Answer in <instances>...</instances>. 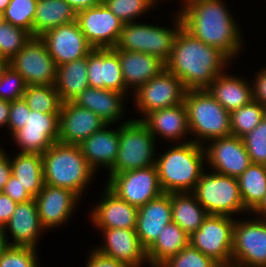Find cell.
Returning <instances> with one entry per match:
<instances>
[{
  "label": "cell",
  "instance_id": "cell-32",
  "mask_svg": "<svg viewBox=\"0 0 266 267\" xmlns=\"http://www.w3.org/2000/svg\"><path fill=\"white\" fill-rule=\"evenodd\" d=\"M76 11L65 0H38L33 22V37L76 21Z\"/></svg>",
  "mask_w": 266,
  "mask_h": 267
},
{
  "label": "cell",
  "instance_id": "cell-21",
  "mask_svg": "<svg viewBox=\"0 0 266 267\" xmlns=\"http://www.w3.org/2000/svg\"><path fill=\"white\" fill-rule=\"evenodd\" d=\"M172 222L171 193L160 196L138 208L135 231L141 245L147 250L164 227Z\"/></svg>",
  "mask_w": 266,
  "mask_h": 267
},
{
  "label": "cell",
  "instance_id": "cell-2",
  "mask_svg": "<svg viewBox=\"0 0 266 267\" xmlns=\"http://www.w3.org/2000/svg\"><path fill=\"white\" fill-rule=\"evenodd\" d=\"M182 27L203 43L218 48L230 60L241 50V33L221 0H184Z\"/></svg>",
  "mask_w": 266,
  "mask_h": 267
},
{
  "label": "cell",
  "instance_id": "cell-15",
  "mask_svg": "<svg viewBox=\"0 0 266 267\" xmlns=\"http://www.w3.org/2000/svg\"><path fill=\"white\" fill-rule=\"evenodd\" d=\"M39 37L45 43L56 66L87 57L94 49L80 30L77 21L52 28Z\"/></svg>",
  "mask_w": 266,
  "mask_h": 267
},
{
  "label": "cell",
  "instance_id": "cell-46",
  "mask_svg": "<svg viewBox=\"0 0 266 267\" xmlns=\"http://www.w3.org/2000/svg\"><path fill=\"white\" fill-rule=\"evenodd\" d=\"M2 193L8 195L17 203L26 202L33 199L29 192L18 183V179L12 175L4 186Z\"/></svg>",
  "mask_w": 266,
  "mask_h": 267
},
{
  "label": "cell",
  "instance_id": "cell-44",
  "mask_svg": "<svg viewBox=\"0 0 266 267\" xmlns=\"http://www.w3.org/2000/svg\"><path fill=\"white\" fill-rule=\"evenodd\" d=\"M26 87L23 77L8 65L0 79V99L10 102L22 99Z\"/></svg>",
  "mask_w": 266,
  "mask_h": 267
},
{
  "label": "cell",
  "instance_id": "cell-33",
  "mask_svg": "<svg viewBox=\"0 0 266 267\" xmlns=\"http://www.w3.org/2000/svg\"><path fill=\"white\" fill-rule=\"evenodd\" d=\"M172 222L189 236L196 232L209 215L191 192L171 193Z\"/></svg>",
  "mask_w": 266,
  "mask_h": 267
},
{
  "label": "cell",
  "instance_id": "cell-42",
  "mask_svg": "<svg viewBox=\"0 0 266 267\" xmlns=\"http://www.w3.org/2000/svg\"><path fill=\"white\" fill-rule=\"evenodd\" d=\"M242 139L251 163L266 165V114Z\"/></svg>",
  "mask_w": 266,
  "mask_h": 267
},
{
  "label": "cell",
  "instance_id": "cell-1",
  "mask_svg": "<svg viewBox=\"0 0 266 267\" xmlns=\"http://www.w3.org/2000/svg\"><path fill=\"white\" fill-rule=\"evenodd\" d=\"M229 62L218 48L203 43L181 27L165 68L181 80L186 90H201L223 73Z\"/></svg>",
  "mask_w": 266,
  "mask_h": 267
},
{
  "label": "cell",
  "instance_id": "cell-23",
  "mask_svg": "<svg viewBox=\"0 0 266 267\" xmlns=\"http://www.w3.org/2000/svg\"><path fill=\"white\" fill-rule=\"evenodd\" d=\"M101 202L95 206L91 217L99 229H135L138 208L119 198L107 186Z\"/></svg>",
  "mask_w": 266,
  "mask_h": 267
},
{
  "label": "cell",
  "instance_id": "cell-31",
  "mask_svg": "<svg viewBox=\"0 0 266 267\" xmlns=\"http://www.w3.org/2000/svg\"><path fill=\"white\" fill-rule=\"evenodd\" d=\"M88 87L87 57L57 66L55 89L63 103L73 101Z\"/></svg>",
  "mask_w": 266,
  "mask_h": 267
},
{
  "label": "cell",
  "instance_id": "cell-22",
  "mask_svg": "<svg viewBox=\"0 0 266 267\" xmlns=\"http://www.w3.org/2000/svg\"><path fill=\"white\" fill-rule=\"evenodd\" d=\"M105 245L96 250L104 255L128 264L140 267L147 261L146 249L141 245L135 229L110 228L101 229Z\"/></svg>",
  "mask_w": 266,
  "mask_h": 267
},
{
  "label": "cell",
  "instance_id": "cell-47",
  "mask_svg": "<svg viewBox=\"0 0 266 267\" xmlns=\"http://www.w3.org/2000/svg\"><path fill=\"white\" fill-rule=\"evenodd\" d=\"M91 252L88 263L86 264L87 267H130L128 264L104 255L96 249Z\"/></svg>",
  "mask_w": 266,
  "mask_h": 267
},
{
  "label": "cell",
  "instance_id": "cell-16",
  "mask_svg": "<svg viewBox=\"0 0 266 267\" xmlns=\"http://www.w3.org/2000/svg\"><path fill=\"white\" fill-rule=\"evenodd\" d=\"M59 136V113H41L30 111L25 126L14 135L20 153L42 155ZM17 141V142H16Z\"/></svg>",
  "mask_w": 266,
  "mask_h": 267
},
{
  "label": "cell",
  "instance_id": "cell-40",
  "mask_svg": "<svg viewBox=\"0 0 266 267\" xmlns=\"http://www.w3.org/2000/svg\"><path fill=\"white\" fill-rule=\"evenodd\" d=\"M108 9L123 23L134 22V19L148 11L156 0H102Z\"/></svg>",
  "mask_w": 266,
  "mask_h": 267
},
{
  "label": "cell",
  "instance_id": "cell-28",
  "mask_svg": "<svg viewBox=\"0 0 266 267\" xmlns=\"http://www.w3.org/2000/svg\"><path fill=\"white\" fill-rule=\"evenodd\" d=\"M124 93L117 91L88 87L72 101L74 104L91 110L97 114L106 125H111L120 119L124 112ZM123 106V107H122Z\"/></svg>",
  "mask_w": 266,
  "mask_h": 267
},
{
  "label": "cell",
  "instance_id": "cell-12",
  "mask_svg": "<svg viewBox=\"0 0 266 267\" xmlns=\"http://www.w3.org/2000/svg\"><path fill=\"white\" fill-rule=\"evenodd\" d=\"M29 85H55L57 66L40 37L30 41L9 61Z\"/></svg>",
  "mask_w": 266,
  "mask_h": 267
},
{
  "label": "cell",
  "instance_id": "cell-26",
  "mask_svg": "<svg viewBox=\"0 0 266 267\" xmlns=\"http://www.w3.org/2000/svg\"><path fill=\"white\" fill-rule=\"evenodd\" d=\"M109 125L93 133L78 146L89 166L95 171L97 166L110 170L117 159L119 150V128L106 130Z\"/></svg>",
  "mask_w": 266,
  "mask_h": 267
},
{
  "label": "cell",
  "instance_id": "cell-45",
  "mask_svg": "<svg viewBox=\"0 0 266 267\" xmlns=\"http://www.w3.org/2000/svg\"><path fill=\"white\" fill-rule=\"evenodd\" d=\"M30 108L27 106L25 100L18 99L10 102V111L7 125L13 136L18 130L22 129L26 125L28 119V113Z\"/></svg>",
  "mask_w": 266,
  "mask_h": 267
},
{
  "label": "cell",
  "instance_id": "cell-19",
  "mask_svg": "<svg viewBox=\"0 0 266 267\" xmlns=\"http://www.w3.org/2000/svg\"><path fill=\"white\" fill-rule=\"evenodd\" d=\"M89 87L127 93L118 53L113 48H94L87 55Z\"/></svg>",
  "mask_w": 266,
  "mask_h": 267
},
{
  "label": "cell",
  "instance_id": "cell-51",
  "mask_svg": "<svg viewBox=\"0 0 266 267\" xmlns=\"http://www.w3.org/2000/svg\"><path fill=\"white\" fill-rule=\"evenodd\" d=\"M76 13L102 3V0H65Z\"/></svg>",
  "mask_w": 266,
  "mask_h": 267
},
{
  "label": "cell",
  "instance_id": "cell-41",
  "mask_svg": "<svg viewBox=\"0 0 266 267\" xmlns=\"http://www.w3.org/2000/svg\"><path fill=\"white\" fill-rule=\"evenodd\" d=\"M159 267H220V265L189 243Z\"/></svg>",
  "mask_w": 266,
  "mask_h": 267
},
{
  "label": "cell",
  "instance_id": "cell-50",
  "mask_svg": "<svg viewBox=\"0 0 266 267\" xmlns=\"http://www.w3.org/2000/svg\"><path fill=\"white\" fill-rule=\"evenodd\" d=\"M12 173V166L10 158L6 156V153L0 151V192H2L4 186L9 181Z\"/></svg>",
  "mask_w": 266,
  "mask_h": 267
},
{
  "label": "cell",
  "instance_id": "cell-35",
  "mask_svg": "<svg viewBox=\"0 0 266 267\" xmlns=\"http://www.w3.org/2000/svg\"><path fill=\"white\" fill-rule=\"evenodd\" d=\"M237 180L244 208L253 211L266 194V165L251 163Z\"/></svg>",
  "mask_w": 266,
  "mask_h": 267
},
{
  "label": "cell",
  "instance_id": "cell-38",
  "mask_svg": "<svg viewBox=\"0 0 266 267\" xmlns=\"http://www.w3.org/2000/svg\"><path fill=\"white\" fill-rule=\"evenodd\" d=\"M32 37L26 30L3 20L0 23V57L10 61Z\"/></svg>",
  "mask_w": 266,
  "mask_h": 267
},
{
  "label": "cell",
  "instance_id": "cell-55",
  "mask_svg": "<svg viewBox=\"0 0 266 267\" xmlns=\"http://www.w3.org/2000/svg\"><path fill=\"white\" fill-rule=\"evenodd\" d=\"M8 65H9V61L5 58L0 57V79H1V76L4 70L8 67Z\"/></svg>",
  "mask_w": 266,
  "mask_h": 267
},
{
  "label": "cell",
  "instance_id": "cell-17",
  "mask_svg": "<svg viewBox=\"0 0 266 267\" xmlns=\"http://www.w3.org/2000/svg\"><path fill=\"white\" fill-rule=\"evenodd\" d=\"M209 141L212 145L205 146L204 152L214 172L238 178L251 165L242 138L230 135Z\"/></svg>",
  "mask_w": 266,
  "mask_h": 267
},
{
  "label": "cell",
  "instance_id": "cell-18",
  "mask_svg": "<svg viewBox=\"0 0 266 267\" xmlns=\"http://www.w3.org/2000/svg\"><path fill=\"white\" fill-rule=\"evenodd\" d=\"M104 126L106 123L91 110L64 102L59 113L58 142L79 145Z\"/></svg>",
  "mask_w": 266,
  "mask_h": 267
},
{
  "label": "cell",
  "instance_id": "cell-14",
  "mask_svg": "<svg viewBox=\"0 0 266 267\" xmlns=\"http://www.w3.org/2000/svg\"><path fill=\"white\" fill-rule=\"evenodd\" d=\"M76 21L80 30L93 48H114L123 22L102 2L77 12Z\"/></svg>",
  "mask_w": 266,
  "mask_h": 267
},
{
  "label": "cell",
  "instance_id": "cell-27",
  "mask_svg": "<svg viewBox=\"0 0 266 267\" xmlns=\"http://www.w3.org/2000/svg\"><path fill=\"white\" fill-rule=\"evenodd\" d=\"M153 137L159 134L169 140H180L189 133L187 110L184 103L154 110L140 119Z\"/></svg>",
  "mask_w": 266,
  "mask_h": 267
},
{
  "label": "cell",
  "instance_id": "cell-25",
  "mask_svg": "<svg viewBox=\"0 0 266 267\" xmlns=\"http://www.w3.org/2000/svg\"><path fill=\"white\" fill-rule=\"evenodd\" d=\"M118 53L126 87L136 90L165 69V63L148 53L114 49Z\"/></svg>",
  "mask_w": 266,
  "mask_h": 267
},
{
  "label": "cell",
  "instance_id": "cell-57",
  "mask_svg": "<svg viewBox=\"0 0 266 267\" xmlns=\"http://www.w3.org/2000/svg\"><path fill=\"white\" fill-rule=\"evenodd\" d=\"M3 21V13L0 11V23Z\"/></svg>",
  "mask_w": 266,
  "mask_h": 267
},
{
  "label": "cell",
  "instance_id": "cell-52",
  "mask_svg": "<svg viewBox=\"0 0 266 267\" xmlns=\"http://www.w3.org/2000/svg\"><path fill=\"white\" fill-rule=\"evenodd\" d=\"M10 111V101L0 99V128L7 126Z\"/></svg>",
  "mask_w": 266,
  "mask_h": 267
},
{
  "label": "cell",
  "instance_id": "cell-29",
  "mask_svg": "<svg viewBox=\"0 0 266 267\" xmlns=\"http://www.w3.org/2000/svg\"><path fill=\"white\" fill-rule=\"evenodd\" d=\"M224 73L218 74L206 88L210 95L229 112L250 103L253 100V87L242 78Z\"/></svg>",
  "mask_w": 266,
  "mask_h": 267
},
{
  "label": "cell",
  "instance_id": "cell-20",
  "mask_svg": "<svg viewBox=\"0 0 266 267\" xmlns=\"http://www.w3.org/2000/svg\"><path fill=\"white\" fill-rule=\"evenodd\" d=\"M79 199L81 198L69 189L44 184L35 197L42 226L45 229H52L66 222Z\"/></svg>",
  "mask_w": 266,
  "mask_h": 267
},
{
  "label": "cell",
  "instance_id": "cell-10",
  "mask_svg": "<svg viewBox=\"0 0 266 267\" xmlns=\"http://www.w3.org/2000/svg\"><path fill=\"white\" fill-rule=\"evenodd\" d=\"M231 267H266V220H235Z\"/></svg>",
  "mask_w": 266,
  "mask_h": 267
},
{
  "label": "cell",
  "instance_id": "cell-48",
  "mask_svg": "<svg viewBox=\"0 0 266 267\" xmlns=\"http://www.w3.org/2000/svg\"><path fill=\"white\" fill-rule=\"evenodd\" d=\"M253 87V100L258 101L266 108V68L262 69L261 72L255 77Z\"/></svg>",
  "mask_w": 266,
  "mask_h": 267
},
{
  "label": "cell",
  "instance_id": "cell-5",
  "mask_svg": "<svg viewBox=\"0 0 266 267\" xmlns=\"http://www.w3.org/2000/svg\"><path fill=\"white\" fill-rule=\"evenodd\" d=\"M183 103L187 110L190 134L198 135L193 142L203 145L201 142L204 139L209 141L231 135L230 112L206 89L187 90Z\"/></svg>",
  "mask_w": 266,
  "mask_h": 267
},
{
  "label": "cell",
  "instance_id": "cell-34",
  "mask_svg": "<svg viewBox=\"0 0 266 267\" xmlns=\"http://www.w3.org/2000/svg\"><path fill=\"white\" fill-rule=\"evenodd\" d=\"M10 162L11 175L35 198L44 186L42 155L18 153Z\"/></svg>",
  "mask_w": 266,
  "mask_h": 267
},
{
  "label": "cell",
  "instance_id": "cell-54",
  "mask_svg": "<svg viewBox=\"0 0 266 267\" xmlns=\"http://www.w3.org/2000/svg\"><path fill=\"white\" fill-rule=\"evenodd\" d=\"M253 213H256L257 215L262 214V219L266 220V194L264 195L263 200L260 202V204L252 211Z\"/></svg>",
  "mask_w": 266,
  "mask_h": 267
},
{
  "label": "cell",
  "instance_id": "cell-53",
  "mask_svg": "<svg viewBox=\"0 0 266 267\" xmlns=\"http://www.w3.org/2000/svg\"><path fill=\"white\" fill-rule=\"evenodd\" d=\"M3 226H0V254L9 246L7 236Z\"/></svg>",
  "mask_w": 266,
  "mask_h": 267
},
{
  "label": "cell",
  "instance_id": "cell-13",
  "mask_svg": "<svg viewBox=\"0 0 266 267\" xmlns=\"http://www.w3.org/2000/svg\"><path fill=\"white\" fill-rule=\"evenodd\" d=\"M186 91L181 80L165 68L134 91L135 105L146 116L154 110L183 103Z\"/></svg>",
  "mask_w": 266,
  "mask_h": 267
},
{
  "label": "cell",
  "instance_id": "cell-36",
  "mask_svg": "<svg viewBox=\"0 0 266 267\" xmlns=\"http://www.w3.org/2000/svg\"><path fill=\"white\" fill-rule=\"evenodd\" d=\"M31 111L60 113L63 102L55 85H29L22 97Z\"/></svg>",
  "mask_w": 266,
  "mask_h": 267
},
{
  "label": "cell",
  "instance_id": "cell-11",
  "mask_svg": "<svg viewBox=\"0 0 266 267\" xmlns=\"http://www.w3.org/2000/svg\"><path fill=\"white\" fill-rule=\"evenodd\" d=\"M109 175L107 187L137 208L163 193L156 165Z\"/></svg>",
  "mask_w": 266,
  "mask_h": 267
},
{
  "label": "cell",
  "instance_id": "cell-8",
  "mask_svg": "<svg viewBox=\"0 0 266 267\" xmlns=\"http://www.w3.org/2000/svg\"><path fill=\"white\" fill-rule=\"evenodd\" d=\"M192 193L208 214L231 217L232 213L248 212L244 208L235 177L203 172Z\"/></svg>",
  "mask_w": 266,
  "mask_h": 267
},
{
  "label": "cell",
  "instance_id": "cell-24",
  "mask_svg": "<svg viewBox=\"0 0 266 267\" xmlns=\"http://www.w3.org/2000/svg\"><path fill=\"white\" fill-rule=\"evenodd\" d=\"M8 228L13 242L9 246L32 247L36 249V241L41 231L45 230L42 226L38 214V208L35 198L17 203L12 217L4 225Z\"/></svg>",
  "mask_w": 266,
  "mask_h": 267
},
{
  "label": "cell",
  "instance_id": "cell-3",
  "mask_svg": "<svg viewBox=\"0 0 266 267\" xmlns=\"http://www.w3.org/2000/svg\"><path fill=\"white\" fill-rule=\"evenodd\" d=\"M204 146L190 141L179 143L156 160L159 184L164 193H191L203 171ZM190 191V192H189Z\"/></svg>",
  "mask_w": 266,
  "mask_h": 267
},
{
  "label": "cell",
  "instance_id": "cell-43",
  "mask_svg": "<svg viewBox=\"0 0 266 267\" xmlns=\"http://www.w3.org/2000/svg\"><path fill=\"white\" fill-rule=\"evenodd\" d=\"M36 249L8 246L0 254V267H38Z\"/></svg>",
  "mask_w": 266,
  "mask_h": 267
},
{
  "label": "cell",
  "instance_id": "cell-37",
  "mask_svg": "<svg viewBox=\"0 0 266 267\" xmlns=\"http://www.w3.org/2000/svg\"><path fill=\"white\" fill-rule=\"evenodd\" d=\"M265 114L266 108L256 100L231 111V135L242 138L260 123Z\"/></svg>",
  "mask_w": 266,
  "mask_h": 267
},
{
  "label": "cell",
  "instance_id": "cell-9",
  "mask_svg": "<svg viewBox=\"0 0 266 267\" xmlns=\"http://www.w3.org/2000/svg\"><path fill=\"white\" fill-rule=\"evenodd\" d=\"M234 224L230 216L209 214L189 243L220 266L231 267Z\"/></svg>",
  "mask_w": 266,
  "mask_h": 267
},
{
  "label": "cell",
  "instance_id": "cell-7",
  "mask_svg": "<svg viewBox=\"0 0 266 267\" xmlns=\"http://www.w3.org/2000/svg\"><path fill=\"white\" fill-rule=\"evenodd\" d=\"M175 30L140 23H124L118 41L113 49L132 52H144L158 57L164 63L171 56L174 39L182 27L180 15H177Z\"/></svg>",
  "mask_w": 266,
  "mask_h": 267
},
{
  "label": "cell",
  "instance_id": "cell-6",
  "mask_svg": "<svg viewBox=\"0 0 266 267\" xmlns=\"http://www.w3.org/2000/svg\"><path fill=\"white\" fill-rule=\"evenodd\" d=\"M155 139L147 126L137 119L122 122L119 127V150L110 174L155 165Z\"/></svg>",
  "mask_w": 266,
  "mask_h": 267
},
{
  "label": "cell",
  "instance_id": "cell-49",
  "mask_svg": "<svg viewBox=\"0 0 266 267\" xmlns=\"http://www.w3.org/2000/svg\"><path fill=\"white\" fill-rule=\"evenodd\" d=\"M17 202L12 200L8 195L0 192V226H3L12 217Z\"/></svg>",
  "mask_w": 266,
  "mask_h": 267
},
{
  "label": "cell",
  "instance_id": "cell-30",
  "mask_svg": "<svg viewBox=\"0 0 266 267\" xmlns=\"http://www.w3.org/2000/svg\"><path fill=\"white\" fill-rule=\"evenodd\" d=\"M189 244V235L176 223L167 224L158 238L146 250L152 267H159L168 258L176 255Z\"/></svg>",
  "mask_w": 266,
  "mask_h": 267
},
{
  "label": "cell",
  "instance_id": "cell-39",
  "mask_svg": "<svg viewBox=\"0 0 266 267\" xmlns=\"http://www.w3.org/2000/svg\"><path fill=\"white\" fill-rule=\"evenodd\" d=\"M38 0H11L3 12V20L22 28L33 36V22Z\"/></svg>",
  "mask_w": 266,
  "mask_h": 267
},
{
  "label": "cell",
  "instance_id": "cell-4",
  "mask_svg": "<svg viewBox=\"0 0 266 267\" xmlns=\"http://www.w3.org/2000/svg\"><path fill=\"white\" fill-rule=\"evenodd\" d=\"M44 184L69 189L79 197L94 174L78 145L55 142L42 154Z\"/></svg>",
  "mask_w": 266,
  "mask_h": 267
},
{
  "label": "cell",
  "instance_id": "cell-56",
  "mask_svg": "<svg viewBox=\"0 0 266 267\" xmlns=\"http://www.w3.org/2000/svg\"><path fill=\"white\" fill-rule=\"evenodd\" d=\"M11 0H0V11L3 13Z\"/></svg>",
  "mask_w": 266,
  "mask_h": 267
}]
</instances>
